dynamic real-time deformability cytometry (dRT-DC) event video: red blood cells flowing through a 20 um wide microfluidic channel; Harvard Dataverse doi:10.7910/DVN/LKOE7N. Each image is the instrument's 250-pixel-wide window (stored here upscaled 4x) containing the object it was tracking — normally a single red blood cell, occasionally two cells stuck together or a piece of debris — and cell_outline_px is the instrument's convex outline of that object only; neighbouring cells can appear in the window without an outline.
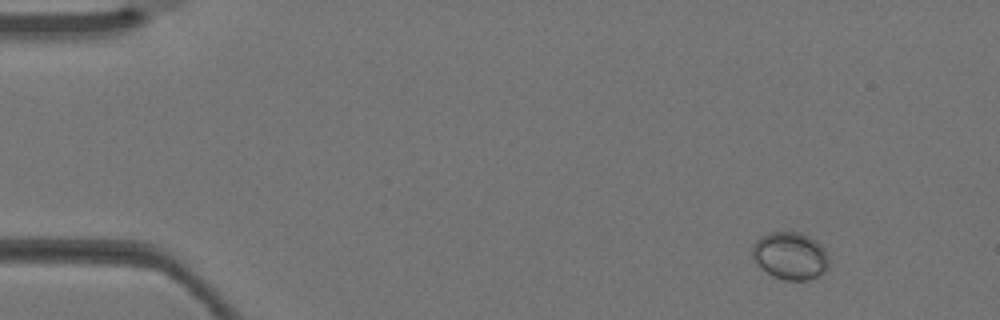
{"species": "Egyptian fruit bat (a non-hibernating species)", "species_latin": "Rousettus aegyptiacus", "temperature_condition": "warm", "stored_images_in_passage": 3, "camera_frame_rate_fps": 3000, "um_per_image_px": 0.085, "animal": {"sex": "female"}, "frame": {"image": 1, "passage_image": 1, "time_ms": 0.0, "image_size_px": [1000, 320], "cell_outline_px": [[828, 268], [820, 276], [808, 280], [784, 280], [772, 276], [760, 268], [752, 260], [752, 244], [760, 236], [768, 232], [796, 232], [808, 236], [820, 244], [824, 248], [828, 256]], "centroid_in_image_um": [67.14, 21.76], "position_along_channel_um": 17.9, "area_um2": 21.5}}
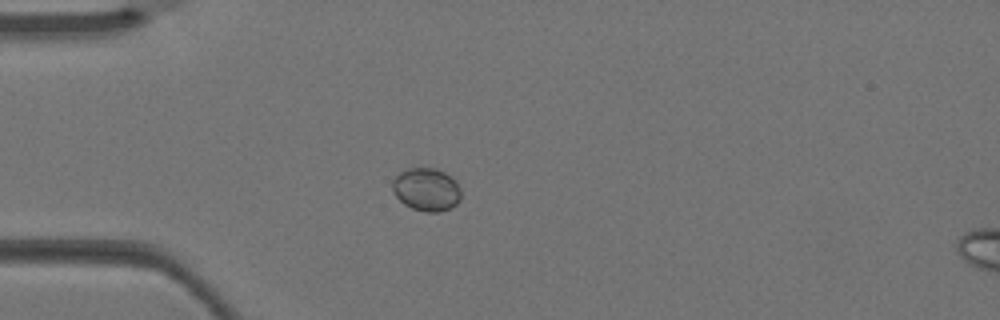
{"frame": {"image": 2, "passage_image": 3, "time_ms": 0.667, "image_size_px": [1000, 320], "cell_outline_px": [[460, 200], [456, 204], [440, 212], [424, 212], [412, 208], [404, 204], [396, 196], [392, 188], [392, 180], [400, 172], [408, 168], [436, 168], [452, 176], [460, 188]], "centroid_in_image_um": [36.24, 16.1], "position_along_channel_um": 48.8, "area_um2": 17.22}}